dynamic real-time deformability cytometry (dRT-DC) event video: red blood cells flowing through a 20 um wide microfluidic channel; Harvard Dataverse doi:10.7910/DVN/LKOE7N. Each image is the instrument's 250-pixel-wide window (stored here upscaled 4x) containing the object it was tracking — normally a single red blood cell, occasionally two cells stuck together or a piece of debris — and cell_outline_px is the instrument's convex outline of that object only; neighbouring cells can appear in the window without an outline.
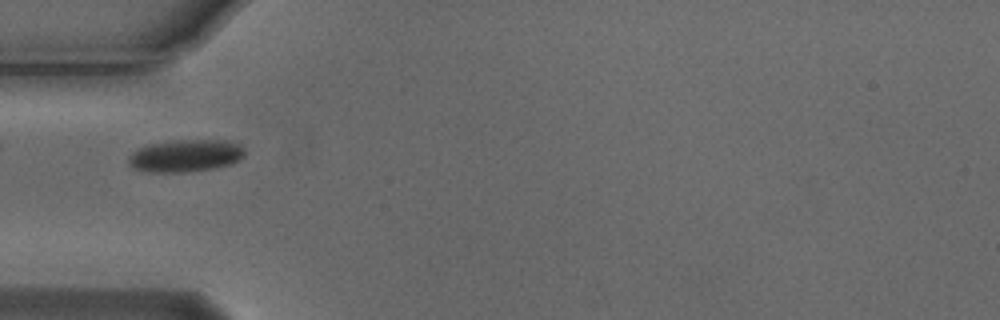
{"species": "Egyptian fruit bat (a non-hibernating species)", "species_latin": "Rousettus aegyptiacus", "temperature_condition": "cold", "stored_images_in_passage": 38, "camera_frame_rate_fps": 3000, "um_per_image_px": 0.085, "animal": {"sex": "male"}, "frame": {"image": 1, "passage_image": 1, "time_ms": 0.0, "image_size_px": [1000, 320], "cell_outline_px": [[244, 156], [240, 160], [232, 164], [212, 168], [184, 172], [148, 172], [136, 168], [128, 164], [128, 156], [132, 152], [148, 144], [172, 140], [228, 140], [240, 144], [244, 148]], "centroid_in_image_um": [15.79, 13.22], "position_along_channel_um": 69.2, "area_um2": 22.02}}
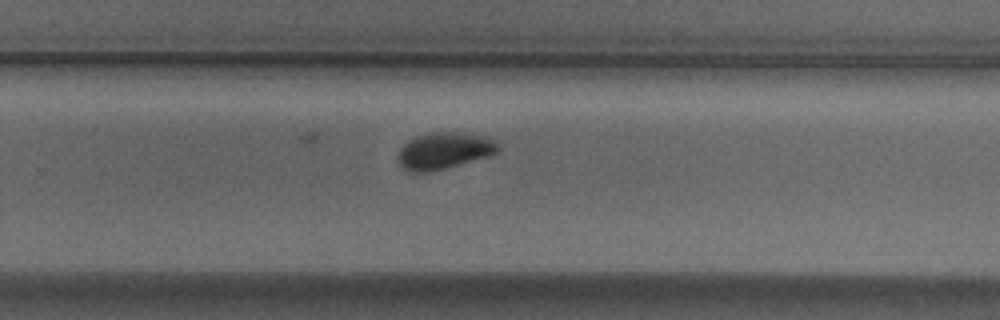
{"frame": {"image": 2, "passage_image": 19, "time_ms": 6.0, "image_size_px": [1000, 320], "cell_outline_px": [[500, 152], [488, 156], [444, 168], [428, 172], [408, 172], [400, 168], [396, 160], [400, 148], [408, 140], [416, 136], [432, 132], [452, 132], [488, 136], [496, 140], [500, 144]], "centroid_in_image_um": [37.74, 12.81], "position_along_channel_um": 292.1, "area_um2": 21.68}}
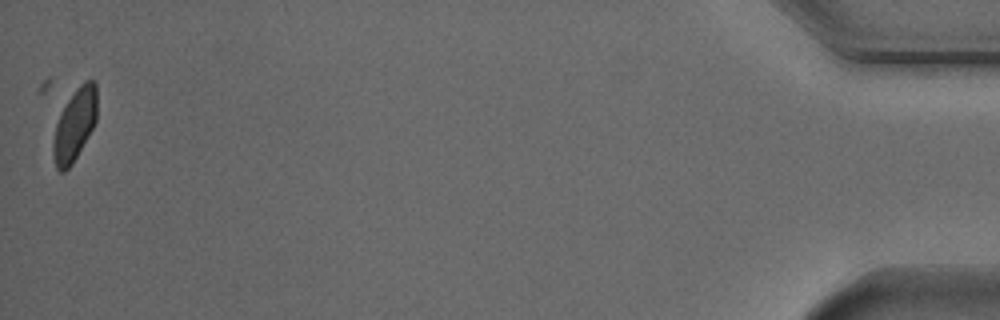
{"frame": {"image": 3, "passage_image": 38, "time_ms": 12.333, "image_size_px": [1000, 320], "cell_outline_px": [[96, 120], [92, 128], [72, 164], [64, 172], [60, 172], [56, 168], [52, 152], [52, 140], [56, 124], [60, 112], [76, 88], [84, 80], [92, 80], [96, 84]], "centroid_in_image_um": [6.32, 10.61], "position_along_channel_um": 428.9, "area_um2": 18.26}, "authors_computed_cell_mechanics": {"area_um2": 20.9525, "velocity_mm_per_s": 3.7179, "shape_relaxation_time_tau1_ms": 5.4307, "shape_relaxation_time_tau2_ms": null, "deformation_change_tau1": 0.1383, "deformation_change_tau2": null}}